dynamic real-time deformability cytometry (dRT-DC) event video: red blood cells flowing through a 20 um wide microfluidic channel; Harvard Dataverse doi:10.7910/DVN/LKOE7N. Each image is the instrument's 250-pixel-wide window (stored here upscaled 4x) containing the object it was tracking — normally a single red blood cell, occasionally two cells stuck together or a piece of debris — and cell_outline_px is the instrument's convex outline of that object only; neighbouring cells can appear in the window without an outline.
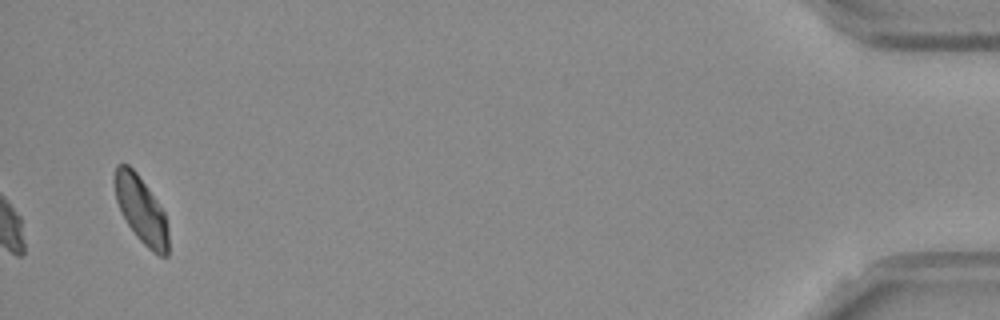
{"species": "Egyptian fruit bat (a non-hibernating species)", "species_latin": "Rousettus aegyptiacus", "temperature_condition": "room temperature", "stored_images_in_passage": 40, "camera_frame_rate_fps": 3000, "um_per_image_px": 0.085, "frame": {"image": 1, "passage_image": 40, "time_ms": 13.0, "image_size_px": [1000, 320], "cell_outline_px": [[168, 256], [160, 256], [148, 248], [136, 236], [128, 224], [116, 200], [112, 180], [116, 164], [128, 164], [136, 172], [156, 200], [164, 212], [168, 228]], "centroid_in_image_um": [11.97, 17.81], "position_along_channel_um": 423.2, "area_um2": 20.75}, "authors_computed_cell_mechanics": {"area_um2": 19.1607, "velocity_mm_per_s": 3.7393, "shape_relaxation_time_tau1_ms": null, "shape_relaxation_time_tau2_ms": 1.9929, "deformation_change_tau1": null, "deformation_change_tau2": 0.0672}}